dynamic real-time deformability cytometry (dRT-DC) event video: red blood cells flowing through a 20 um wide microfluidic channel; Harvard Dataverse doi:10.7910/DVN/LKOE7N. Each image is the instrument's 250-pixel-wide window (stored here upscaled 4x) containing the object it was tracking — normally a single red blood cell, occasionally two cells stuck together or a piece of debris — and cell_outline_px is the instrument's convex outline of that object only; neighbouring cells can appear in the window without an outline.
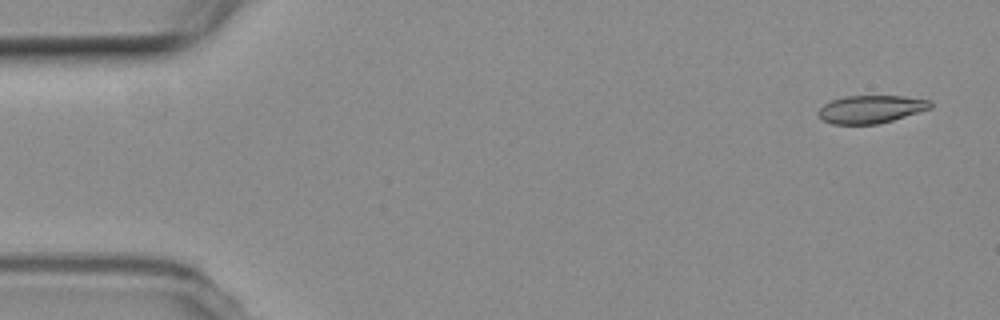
{"species": "common noctule bat (a hibernating species)", "species_latin": "Nyctalus noctula", "temperature_condition": "room temperature", "stored_images_in_passage": 5, "camera_frame_rate_fps": 3000, "um_per_image_px": 0.085, "animal": {"sex": "female", "body_mass_g": 19.3, "forearm_length_mm": 54.1}, "frame": {"image": 1, "passage_image": 1, "time_ms": 0.0, "image_size_px": [1000, 320], "cell_outline_px": [[932, 108], [892, 120], [876, 124], [832, 124], [824, 120], [816, 112], [824, 104], [832, 100], [844, 96], [904, 96], [932, 100]], "centroid_in_image_um": [74.04, 9.27], "position_along_channel_um": 11.0, "area_um2": 18.15}}